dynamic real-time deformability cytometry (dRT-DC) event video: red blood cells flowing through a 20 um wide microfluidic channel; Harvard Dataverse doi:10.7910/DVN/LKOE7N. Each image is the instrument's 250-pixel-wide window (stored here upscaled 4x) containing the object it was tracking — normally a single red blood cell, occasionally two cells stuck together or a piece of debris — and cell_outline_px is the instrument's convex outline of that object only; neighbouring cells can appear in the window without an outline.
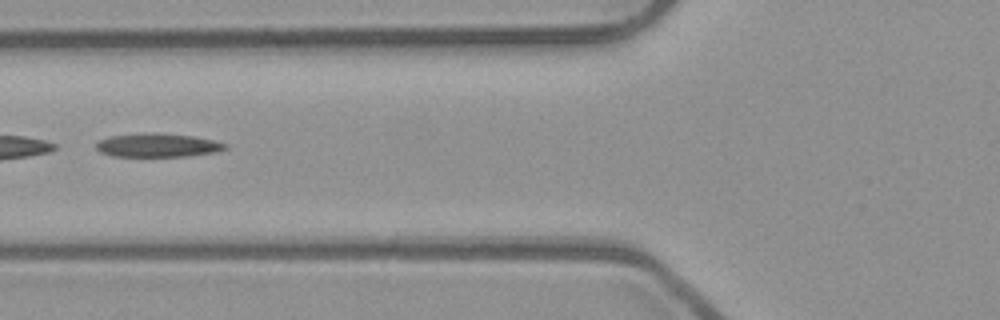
{"species": "common noctule bat (a hibernating species)", "species_latin": "Nyctalus noctula", "temperature_condition": "room temperature", "stored_images_in_passage": 51, "segment_of_instrument_passage": [2, 2], "camera_frame_rate_fps": 3000, "um_per_image_px": 0.085, "animal": {"sex": "male", "body_mass_g": 23.1, "forearm_length_mm": 52.7}, "frame": {"image": 1, "passage_image": 20, "time_ms": 6.333, "image_size_px": [1000, 320], "cell_outline_px": [[228, 148], [212, 152], [188, 156], [112, 156], [100, 152], [96, 148], [96, 144], [100, 140], [112, 136], [192, 136], [212, 140], [228, 144]], "centroid_in_image_um": [13.42, 12.41], "position_along_channel_um": 112.4, "area_um2": 16.36}}
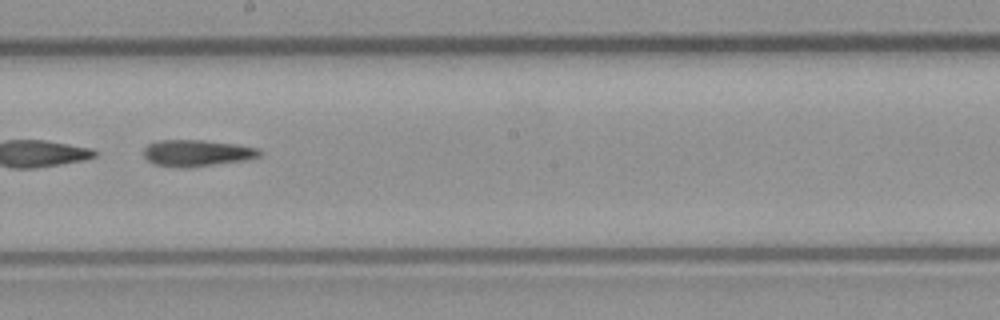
{"frame": {"image": 2, "passage_image": 29, "time_ms": 9.333, "image_size_px": [1000, 320], "cell_outline_px": [[264, 152], [260, 156], [244, 160], [192, 168], [180, 168], [152, 164], [144, 156], [144, 148], [148, 144], [156, 140], [200, 140], [236, 144], [260, 148]], "centroid_in_image_um": [16.74, 13.02], "position_along_channel_um": 231.5, "area_um2": 18.21}}